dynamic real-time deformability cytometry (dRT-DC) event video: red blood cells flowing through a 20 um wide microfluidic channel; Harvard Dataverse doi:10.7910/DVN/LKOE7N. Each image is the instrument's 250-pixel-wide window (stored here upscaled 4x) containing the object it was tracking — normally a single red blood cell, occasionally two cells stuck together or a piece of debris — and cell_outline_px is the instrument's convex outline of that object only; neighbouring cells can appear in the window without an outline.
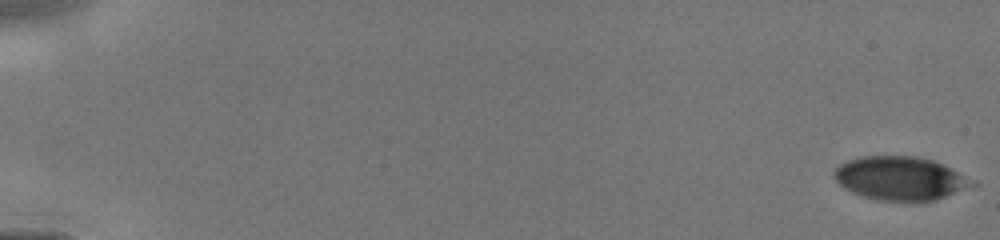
{"species": "human", "species_latin": "Homo sapiens", "temperature_condition": "cold", "stored_images_in_passage": 18, "camera_frame_rate_fps": 3000, "um_per_image_px": 0.085, "donor": {"sex": "male"}, "frame": {"image": 1, "passage_image": 1, "time_ms": 0.0, "image_size_px": [1000, 240], "cell_outline_px": [[980, 184], [936, 200], [916, 204], [912, 204], [876, 200], [852, 192], [844, 188], [832, 176], [832, 172], [840, 164], [848, 160], [860, 156], [916, 156], [932, 160], [976, 180]], "centroid_in_image_um": [76.56, 15.2], "position_along_channel_um": 8.4, "area_um2": 35.95}}
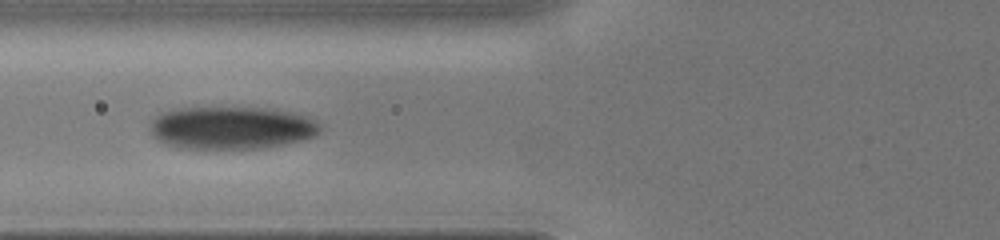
{"frame": {"image": 2, "passage_image": 16, "time_ms": 6.333, "image_size_px": [1000, 240], "cell_outline_px": [[320, 132], [316, 136], [284, 144], [260, 148], [176, 148], [164, 144], [152, 136], [148, 124], [160, 112], [176, 108], [272, 108], [292, 112], [316, 120], [320, 124]], "centroid_in_image_um": [19.63, 10.86], "position_along_channel_um": 106.2, "area_um2": 42.54}}
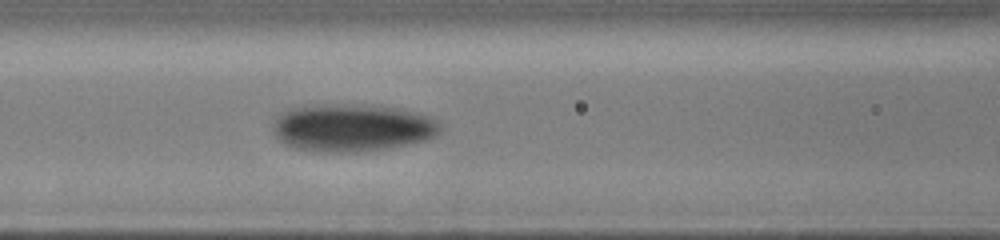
{"frame": {"image": 3, "passage_image": 18, "time_ms": 7.0, "image_size_px": [1000, 240], "cell_outline_px": [[440, 132], [436, 136], [424, 140], [388, 148], [356, 152], [320, 152], [292, 148], [284, 144], [272, 132], [272, 124], [288, 108], [324, 104], [376, 104], [416, 112], [428, 116], [436, 120], [440, 124]], "centroid_in_image_um": [29.91, 10.85], "position_along_channel_um": 136.7, "area_um2": 46.76}}